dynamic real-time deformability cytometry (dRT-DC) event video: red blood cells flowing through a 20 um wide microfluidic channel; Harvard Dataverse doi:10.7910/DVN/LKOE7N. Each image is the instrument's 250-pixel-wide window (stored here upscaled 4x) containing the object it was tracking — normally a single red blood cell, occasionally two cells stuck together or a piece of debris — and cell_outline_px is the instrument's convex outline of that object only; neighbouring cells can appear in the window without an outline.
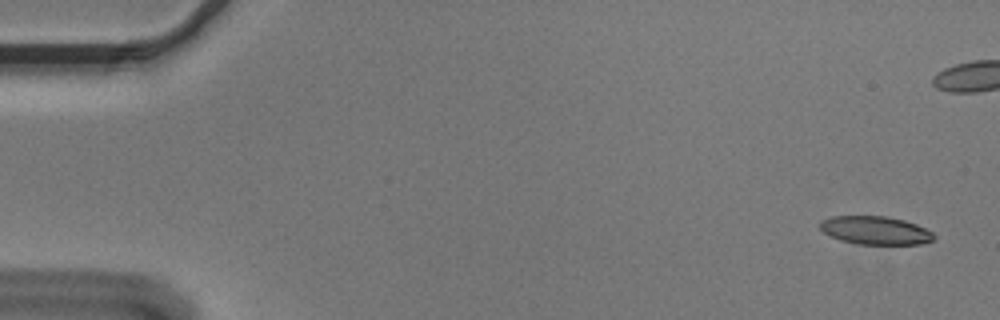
{"species": "Egyptian fruit bat (a non-hibernating species)", "species_latin": "Rousettus aegyptiacus", "temperature_condition": "cold", "stored_images_in_passage": 4, "camera_frame_rate_fps": 3000, "um_per_image_px": 0.085, "animal": {"sex": "male"}, "frame": {"image": 1, "passage_image": 1, "time_ms": 0.0, "image_size_px": [1000, 320], "cell_outline_px": [[936, 236], [932, 240], [920, 244], [856, 244], [840, 240], [824, 232], [820, 228], [820, 220], [832, 216], [888, 216], [904, 220], [916, 224], [932, 232]], "centroid_in_image_um": [74.4, 19.57], "position_along_channel_um": 10.6, "area_um2": 18.73}}